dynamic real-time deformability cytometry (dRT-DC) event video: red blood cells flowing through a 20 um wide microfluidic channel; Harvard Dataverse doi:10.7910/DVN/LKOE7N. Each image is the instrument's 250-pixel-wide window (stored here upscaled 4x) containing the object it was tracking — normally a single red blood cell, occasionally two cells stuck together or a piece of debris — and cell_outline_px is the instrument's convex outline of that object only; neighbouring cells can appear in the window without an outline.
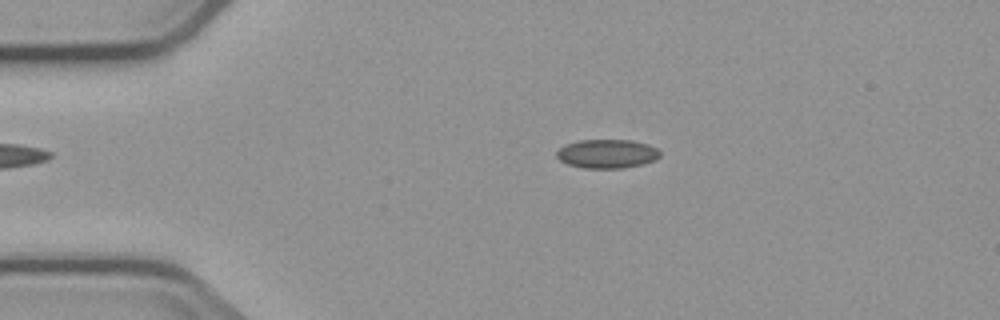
{"species": "common noctule bat (a hibernating species)", "species_latin": "Nyctalus noctula", "temperature_condition": "cold", "stored_images_in_passage": 5, "camera_frame_rate_fps": 3000, "um_per_image_px": 0.085, "animal": {"sex": "male", "body_mass_g": 23.1, "forearm_length_mm": 52.7}, "frame": {"image": 1, "passage_image": 3, "time_ms": 2.333, "image_size_px": [1000, 320], "cell_outline_px": [[660, 156], [656, 160], [624, 168], [584, 168], [568, 164], [560, 160], [556, 156], [556, 152], [564, 144], [580, 140], [632, 140], [648, 144], [656, 148], [660, 152]], "centroid_in_image_um": [51.59, 13.06], "position_along_channel_um": 33.4, "area_um2": 17.4}}
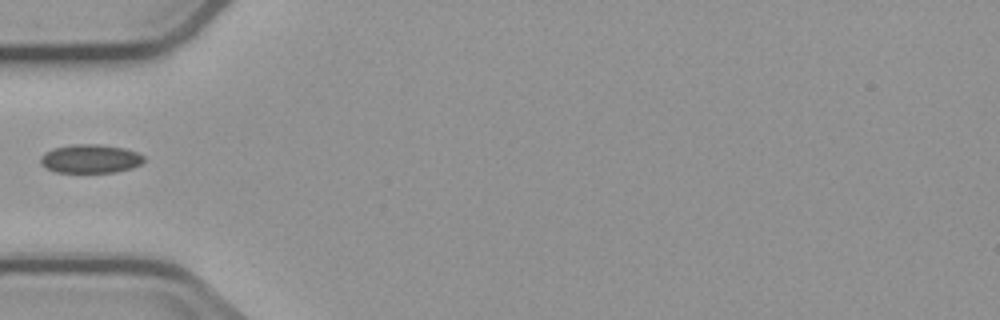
{"frame": {"image": 2, "passage_image": 5, "time_ms": 4.667, "image_size_px": [1000, 320], "cell_outline_px": [[144, 160], [140, 164], [132, 168], [116, 172], [56, 172], [40, 164], [40, 156], [44, 152], [52, 148], [72, 144], [100, 144], [124, 148], [136, 152], [144, 156]], "centroid_in_image_um": [7.66, 13.48], "position_along_channel_um": 77.3, "area_um2": 17.34}}